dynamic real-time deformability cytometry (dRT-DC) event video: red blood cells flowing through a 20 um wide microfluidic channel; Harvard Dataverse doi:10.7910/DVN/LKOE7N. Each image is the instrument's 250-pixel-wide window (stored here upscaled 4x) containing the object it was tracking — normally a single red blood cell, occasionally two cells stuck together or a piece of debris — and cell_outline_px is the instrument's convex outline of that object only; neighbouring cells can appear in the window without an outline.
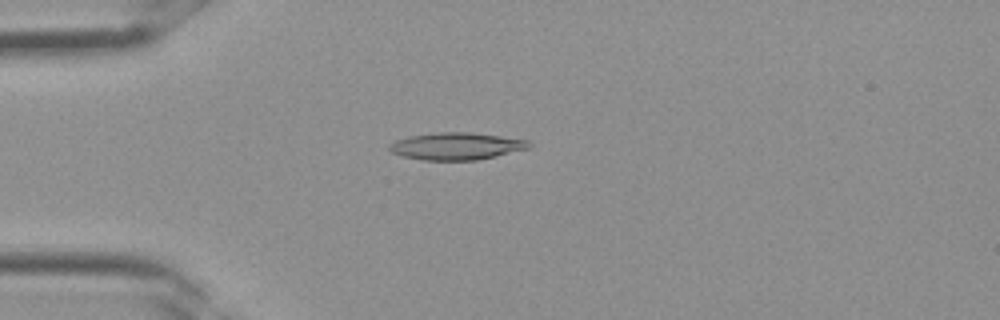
{"species": "Egyptian fruit bat (a non-hibernating species)", "species_latin": "Rousettus aegyptiacus", "temperature_condition": "room temperature", "stored_images_in_passage": 34, "camera_frame_rate_fps": 3000, "um_per_image_px": 0.085, "frame": {"image": 1, "passage_image": 9, "time_ms": 2.667, "image_size_px": [1000, 320], "cell_outline_px": [[532, 144], [528, 148], [496, 156], [476, 160], [424, 160], [404, 156], [392, 152], [388, 148], [388, 144], [396, 140], [412, 136], [440, 132], [468, 132], [500, 136], [528, 140]], "centroid_in_image_um": [38.8, 12.42], "position_along_channel_um": 46.2, "area_um2": 21.85}}
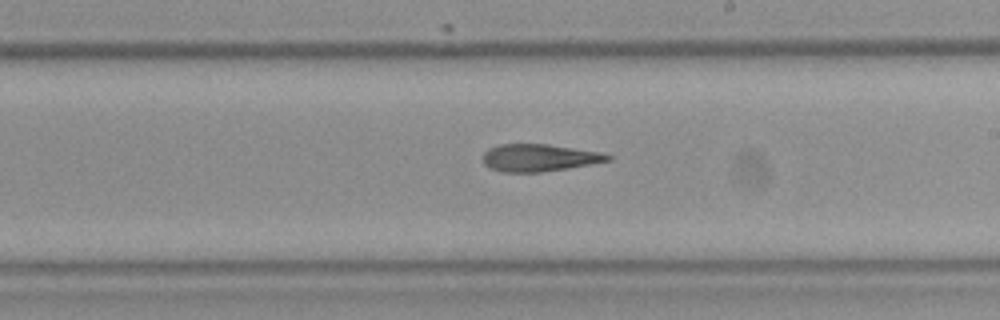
{"frame": {"image": 2, "passage_image": 20, "time_ms": 6.333, "image_size_px": [1000, 320], "cell_outline_px": [[612, 160], [592, 164], [568, 168], [540, 172], [500, 172], [488, 168], [484, 164], [480, 156], [488, 148], [500, 144], [548, 144], [600, 152], [612, 156]], "centroid_in_image_um": [45.77, 13.41], "position_along_channel_um": 243.2, "area_um2": 20.11}}
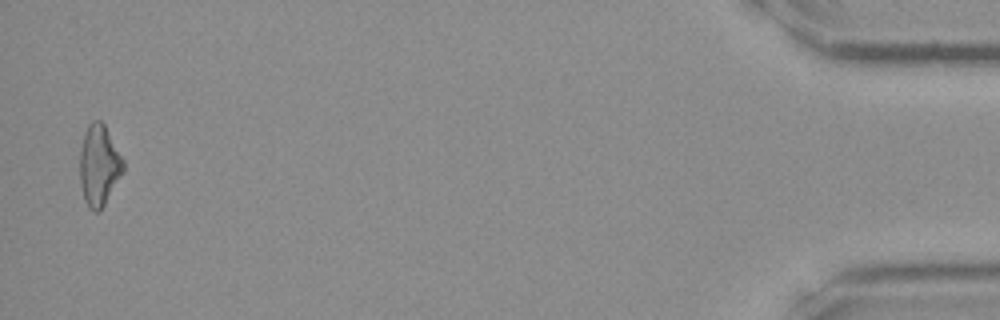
{"frame": {"image": 3, "passage_image": 34, "time_ms": 11.0, "image_size_px": [1000, 320], "cell_outline_px": [[124, 172], [100, 212], [92, 212], [88, 208], [84, 200], [80, 184], [80, 148], [84, 132], [88, 124], [92, 120], [100, 120], [104, 124], [124, 160]], "centroid_in_image_um": [8.41, 14.08], "position_along_channel_um": 426.8, "area_um2": 20.81}}